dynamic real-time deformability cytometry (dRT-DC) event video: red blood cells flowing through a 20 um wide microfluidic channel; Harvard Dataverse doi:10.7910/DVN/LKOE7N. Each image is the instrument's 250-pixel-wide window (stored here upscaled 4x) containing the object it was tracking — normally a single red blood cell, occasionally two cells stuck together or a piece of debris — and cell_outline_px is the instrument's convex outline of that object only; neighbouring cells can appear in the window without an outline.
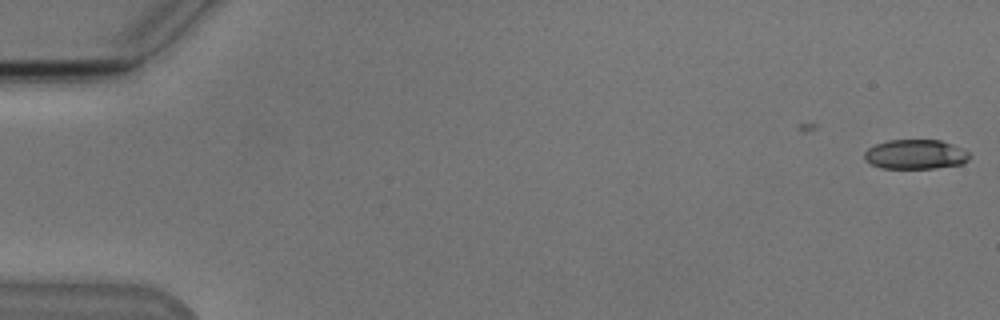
{"species": "Egyptian fruit bat (a non-hibernating species)", "species_latin": "Rousettus aegyptiacus", "temperature_condition": "cold", "stored_images_in_passage": 5, "camera_frame_rate_fps": 3000, "um_per_image_px": 0.085, "animal": {"sex": "male"}, "frame": {"image": 1, "passage_image": 5, "time_ms": 1.333, "image_size_px": [1000, 320], "cell_outline_px": [[972, 156], [964, 164], [932, 168], [880, 168], [864, 160], [864, 152], [868, 148], [876, 144], [888, 140], [940, 140], [952, 144], [968, 152]], "centroid_in_image_um": [77.82, 13.12], "position_along_channel_um": 7.2, "area_um2": 18.15}}